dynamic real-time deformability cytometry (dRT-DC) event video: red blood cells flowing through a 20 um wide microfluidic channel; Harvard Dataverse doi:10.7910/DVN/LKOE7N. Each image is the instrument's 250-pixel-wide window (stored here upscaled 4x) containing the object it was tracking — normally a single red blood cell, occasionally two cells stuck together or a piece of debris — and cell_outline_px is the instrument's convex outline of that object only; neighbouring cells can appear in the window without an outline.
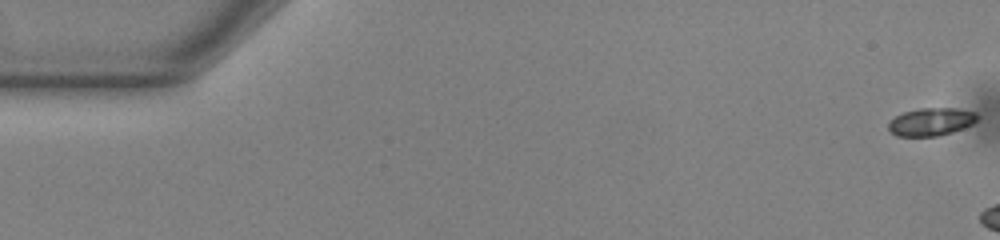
{"species": "common noctule bat (a hibernating species)", "species_latin": "Nyctalus noctula", "temperature_condition": "warm", "stored_images_in_passage": 17, "camera_frame_rate_fps": 3000, "um_per_image_px": 0.085, "animal": {"sex": "male", "body_mass_g": 13.0, "forearm_length_mm": 53.1}, "frame": {"image": 1, "passage_image": 1, "time_ms": 0.0, "image_size_px": [1000, 240], "cell_outline_px": [[976, 120], [972, 124], [952, 132], [936, 136], [896, 136], [888, 128], [888, 124], [896, 116], [904, 112], [920, 108], [952, 108], [976, 112]], "centroid_in_image_um": [79.13, 10.35], "position_along_channel_um": 5.9, "area_um2": 14.16}}